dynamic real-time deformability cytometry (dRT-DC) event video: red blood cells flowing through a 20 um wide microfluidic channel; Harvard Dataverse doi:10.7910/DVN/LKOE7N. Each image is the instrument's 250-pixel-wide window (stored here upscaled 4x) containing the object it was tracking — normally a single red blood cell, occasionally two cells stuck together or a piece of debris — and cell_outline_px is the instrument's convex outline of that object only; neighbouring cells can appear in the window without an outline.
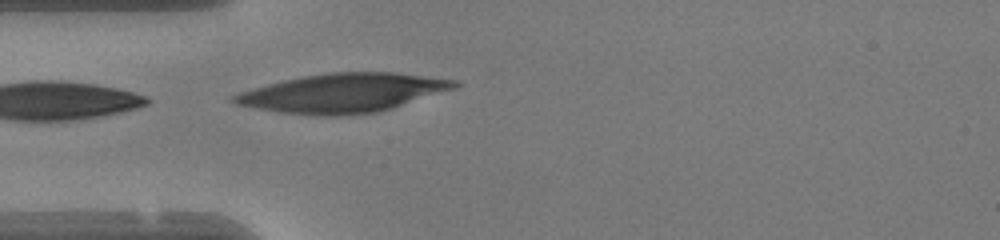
{"species": "human", "species_latin": "Homo sapiens", "temperature_condition": "warm", "stored_images_in_passage": 12, "camera_frame_rate_fps": 3000, "um_per_image_px": 0.085, "donor": {"sex": "female"}, "frame": {"image": 1, "passage_image": 12, "time_ms": 3.667, "image_size_px": [1000, 240], "cell_outline_px": [[460, 84], [456, 88], [380, 112], [340, 116], [312, 116], [280, 112], [236, 104], [228, 100], [228, 96], [240, 92], [268, 84], [284, 80], [304, 76], [332, 72], [396, 72], [456, 80]], "centroid_in_image_um": [29.15, 7.91], "position_along_channel_um": 55.9, "area_um2": 50.11}}